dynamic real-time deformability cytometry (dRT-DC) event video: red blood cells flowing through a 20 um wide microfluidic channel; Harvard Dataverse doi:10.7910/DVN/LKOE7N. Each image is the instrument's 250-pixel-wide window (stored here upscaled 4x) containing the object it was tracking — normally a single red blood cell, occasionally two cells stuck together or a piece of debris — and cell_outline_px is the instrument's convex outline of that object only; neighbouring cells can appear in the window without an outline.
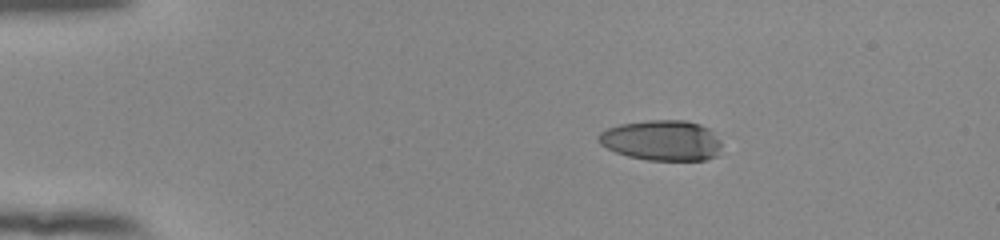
{"species": "human", "species_latin": "Homo sapiens", "temperature_condition": "room temperature", "stored_images_in_passage": 45, "camera_frame_rate_fps": 3000, "um_per_image_px": 0.085, "donor": {"sex": "female"}, "frame": {"image": 1, "passage_image": 1, "time_ms": 0.0, "image_size_px": [1000, 240], "cell_outline_px": [[720, 156], [704, 160], [648, 160], [628, 156], [616, 152], [600, 144], [596, 140], [596, 136], [600, 132], [608, 128], [620, 124], [648, 120], [684, 120], [700, 124], [708, 128], [720, 140]], "centroid_in_image_um": [56.25, 11.94], "position_along_channel_um": 28.7, "area_um2": 29.19}}
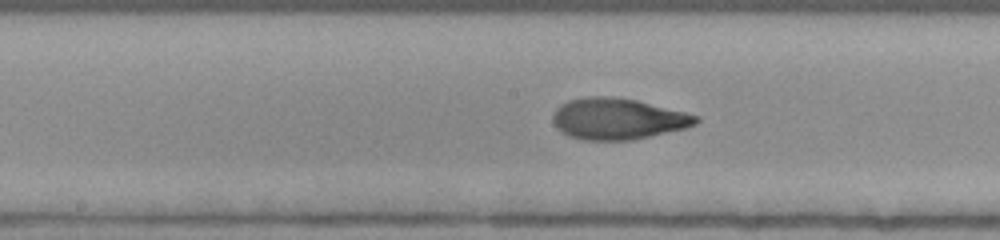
{"frame": {"image": 2, "passage_image": 20, "time_ms": 6.333, "image_size_px": [1000, 240], "cell_outline_px": [[700, 120], [696, 124], [684, 128], [632, 140], [584, 140], [568, 136], [560, 132], [556, 128], [552, 120], [552, 116], [556, 108], [560, 104], [568, 100], [588, 96], [604, 96], [636, 100], [700, 116]], "centroid_in_image_um": [52.46, 10.1], "position_along_channel_um": 195.7, "area_um2": 34.33}}
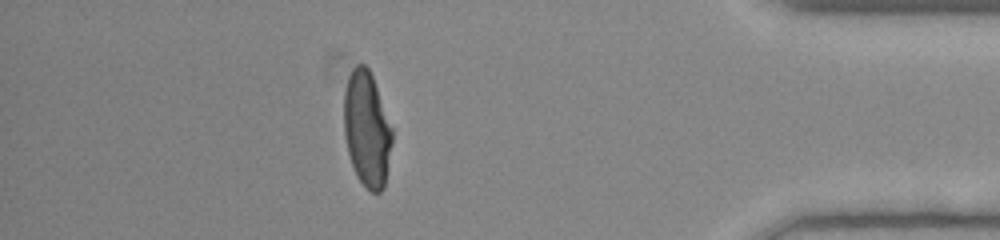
{"frame": {"image": 3, "passage_image": 39, "time_ms": 12.667, "image_size_px": [1000, 240], "cell_outline_px": [[392, 144], [384, 188], [380, 192], [372, 192], [356, 176], [348, 152], [344, 136], [344, 92], [348, 76], [352, 68], [356, 64], [364, 64], [368, 68], [372, 76], [392, 128]], "centroid_in_image_um": [31.17, 10.96], "position_along_channel_um": 404.0, "area_um2": 32.25}, "authors_computed_cell_mechanics": {"area_um2": 33.235, "velocity_mm_per_s": 3.8828, "shape_relaxation_time_tau1_ms": 8.7393, "shape_relaxation_time_tau2_ms": 1.0246, "deformation_change_tau1": 0.3094, "deformation_change_tau2": 0.0724}}